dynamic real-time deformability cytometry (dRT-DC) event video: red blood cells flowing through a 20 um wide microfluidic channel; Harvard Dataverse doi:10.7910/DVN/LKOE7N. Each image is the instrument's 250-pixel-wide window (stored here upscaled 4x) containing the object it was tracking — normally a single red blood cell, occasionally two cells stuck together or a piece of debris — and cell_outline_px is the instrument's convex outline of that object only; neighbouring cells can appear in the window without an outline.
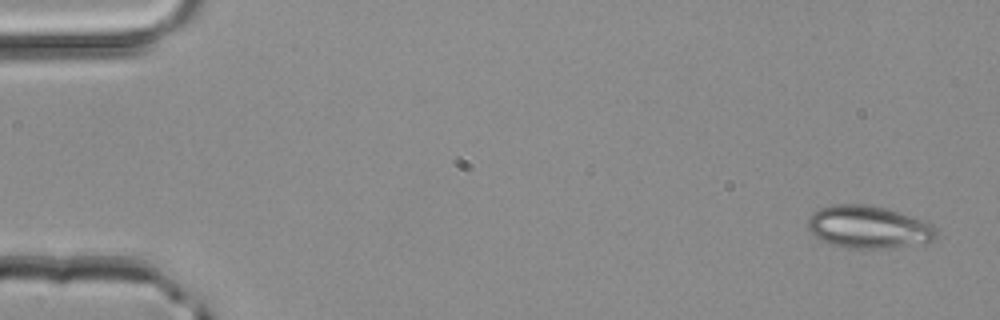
{"species": "common noctule bat (a hibernating species)", "species_latin": "Nyctalus noctula", "temperature_condition": "room temperature", "stored_images_in_passage": 3, "camera_frame_rate_fps": 3000, "um_per_image_px": 0.085, "animal": {"sex": "male", "body_mass_g": 20.4}, "frame": {"image": 1, "passage_image": 1, "time_ms": 0.0, "image_size_px": [1000, 320], "cell_outline_px": [[940, 232], [936, 240], [924, 244], [888, 248], [848, 248], [828, 244], [812, 236], [808, 228], [808, 220], [812, 212], [820, 208], [832, 204], [868, 204], [884, 208], [924, 220], [932, 224]], "centroid_in_image_um": [73.84, 19.32], "position_along_channel_um": 11.2, "area_um2": 32.48}}